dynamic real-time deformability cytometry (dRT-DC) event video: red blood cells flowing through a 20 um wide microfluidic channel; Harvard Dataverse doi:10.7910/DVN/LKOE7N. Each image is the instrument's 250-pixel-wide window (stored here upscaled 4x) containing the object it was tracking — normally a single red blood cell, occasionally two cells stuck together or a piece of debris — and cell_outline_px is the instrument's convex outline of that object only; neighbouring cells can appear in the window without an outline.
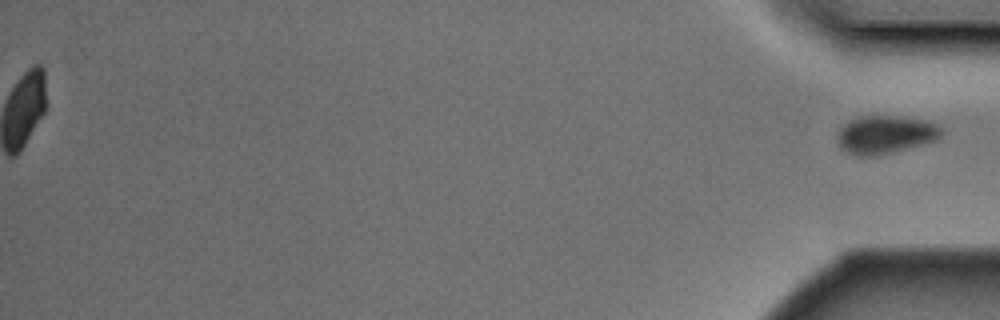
{"species": "Egyptian fruit bat (a non-hibernating species)", "species_latin": "Rousettus aegyptiacus", "temperature_condition": "cold", "stored_images_in_passage": 41, "segment_of_instrument_passage": [2, 2], "camera_frame_rate_fps": 3000, "um_per_image_px": 0.085, "animal": {"sex": "male"}, "frame": {"image": 1, "passage_image": 41, "time_ms": 13.333, "image_size_px": [1000, 320], "cell_outline_px": [[944, 132], [936, 140], [924, 144], [880, 156], [856, 156], [844, 152], [836, 140], [836, 136], [840, 128], [848, 120], [860, 116], [900, 116], [928, 120], [940, 124], [944, 128]], "centroid_in_image_um": [75.28, 11.44], "position_along_channel_um": 359.9, "area_um2": 23.87}}